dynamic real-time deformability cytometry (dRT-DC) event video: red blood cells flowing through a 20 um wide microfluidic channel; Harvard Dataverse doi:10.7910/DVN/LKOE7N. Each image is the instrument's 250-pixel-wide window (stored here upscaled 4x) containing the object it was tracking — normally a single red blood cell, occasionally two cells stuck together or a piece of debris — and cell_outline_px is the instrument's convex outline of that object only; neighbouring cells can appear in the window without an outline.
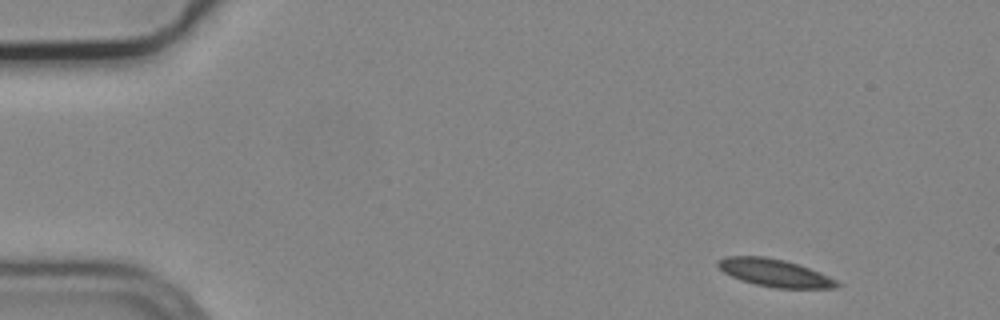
{"species": "common noctule bat (a hibernating species)", "species_latin": "Nyctalus noctula", "temperature_condition": "cold", "stored_images_in_passage": 4, "camera_frame_rate_fps": 3000, "um_per_image_px": 0.085, "animal": {"sex": "male", "body_mass_g": 19.2, "forearm_length_mm": 51.8}, "frame": {"image": 1, "passage_image": 1, "time_ms": 0.0, "image_size_px": [1000, 320], "cell_outline_px": [[844, 284], [836, 288], [776, 288], [756, 284], [732, 276], [724, 272], [716, 264], [716, 260], [724, 256], [764, 256], [784, 260], [820, 272]], "centroid_in_image_um": [65.86, 23.19], "position_along_channel_um": 19.1, "area_um2": 19.02}}
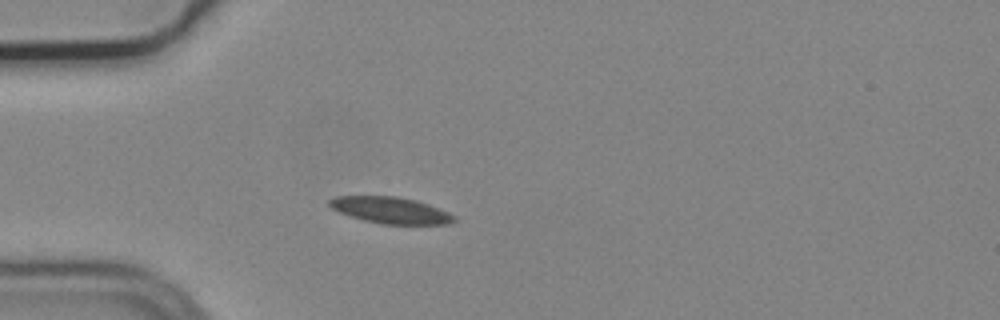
{"frame": {"image": 2, "passage_image": 4, "time_ms": 1.0, "image_size_px": [1000, 320], "cell_outline_px": [[456, 220], [448, 224], [380, 224], [364, 220], [340, 212], [332, 208], [328, 204], [328, 200], [332, 196], [396, 196], [416, 200], [428, 204], [448, 212], [456, 216]], "centroid_in_image_um": [33.2, 17.86], "position_along_channel_um": 51.8, "area_um2": 19.19}}